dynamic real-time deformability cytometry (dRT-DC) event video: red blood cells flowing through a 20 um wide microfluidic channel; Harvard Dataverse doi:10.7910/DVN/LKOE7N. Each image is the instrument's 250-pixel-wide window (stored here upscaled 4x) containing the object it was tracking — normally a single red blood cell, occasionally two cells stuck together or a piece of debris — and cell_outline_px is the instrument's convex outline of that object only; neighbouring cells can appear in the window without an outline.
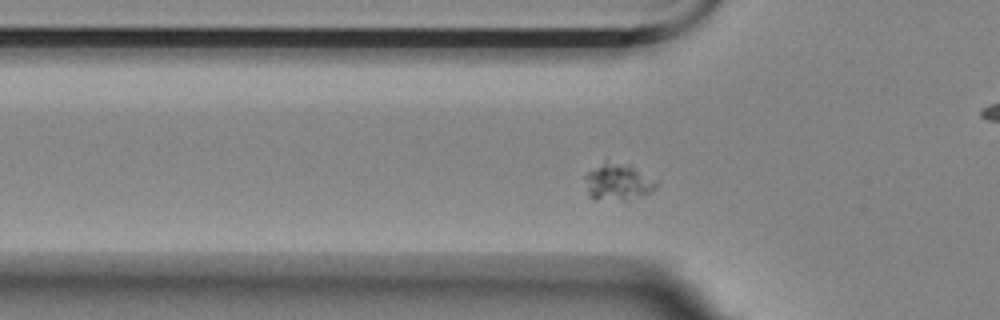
{"species": "Egyptian fruit bat (a non-hibernating species)", "species_latin": "Rousettus aegyptiacus", "temperature_condition": "room temperature", "stored_images_in_passage": 48, "camera_frame_rate_fps": 3000, "um_per_image_px": 0.085, "animal": {"sex": "female"}, "frame": {"image": 1, "passage_image": 8, "time_ms": 2.333, "image_size_px": [1000, 320], "cell_outline_px": [[656, 188], [652, 192], [644, 196], [624, 200], [592, 200], [588, 196], [584, 176], [588, 172], [604, 160], [628, 164], [656, 180]], "centroid_in_image_um": [52.49, 15.48], "position_along_channel_um": 73.3, "area_um2": 15.55}}
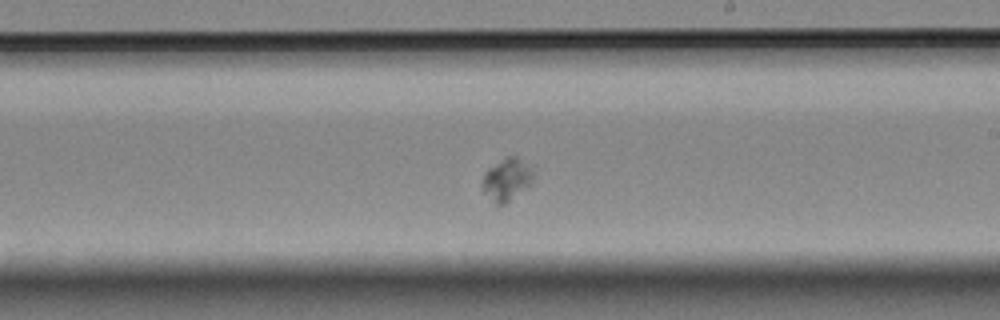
{"frame": {"image": 2, "passage_image": 23, "time_ms": 7.333, "image_size_px": [1000, 320], "cell_outline_px": [[532, 184], [504, 204], [492, 204], [484, 192], [480, 184], [484, 172], [488, 168], [508, 156], [516, 156], [532, 172]], "centroid_in_image_um": [43.0, 15.3], "position_along_channel_um": 246.0, "area_um2": 12.37}}
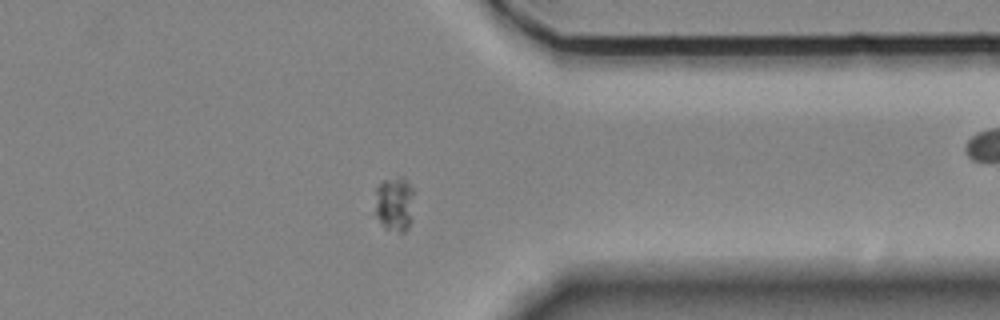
{"frame": {"image": 3, "passage_image": 35, "time_ms": 11.333, "image_size_px": [1000, 320], "cell_outline_px": [[416, 192], [412, 220], [408, 228], [404, 232], [400, 232], [384, 228], [376, 216], [376, 188], [384, 180], [400, 176], [408, 180]], "centroid_in_image_um": [33.61, 17.32], "position_along_channel_um": 377.8, "area_um2": 12.95}}